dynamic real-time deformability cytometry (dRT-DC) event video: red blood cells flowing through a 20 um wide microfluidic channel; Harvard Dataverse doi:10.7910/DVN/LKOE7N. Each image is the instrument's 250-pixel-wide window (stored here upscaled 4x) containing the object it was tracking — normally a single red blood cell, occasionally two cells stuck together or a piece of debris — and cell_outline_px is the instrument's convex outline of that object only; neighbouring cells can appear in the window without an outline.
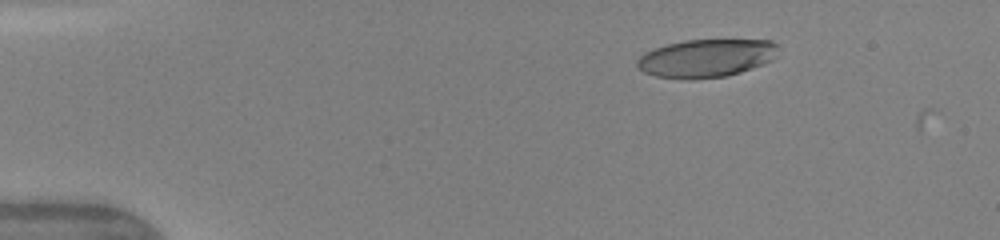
{"species": "human", "species_latin": "Homo sapiens", "temperature_condition": "warm", "stored_images_in_passage": 42, "camera_frame_rate_fps": 3000, "um_per_image_px": 0.085, "donor": {"sex": "female"}, "frame": {"image": 1, "passage_image": 1, "time_ms": 0.0, "image_size_px": [1000, 240], "cell_outline_px": [[776, 56], [772, 60], [764, 64], [740, 72], [724, 76], [692, 80], [688, 80], [656, 76], [644, 72], [636, 64], [636, 60], [644, 52], [668, 44], [684, 40], [772, 40], [776, 44]], "centroid_in_image_um": [60.02, 4.95], "position_along_channel_um": 25.0, "area_um2": 31.27}}
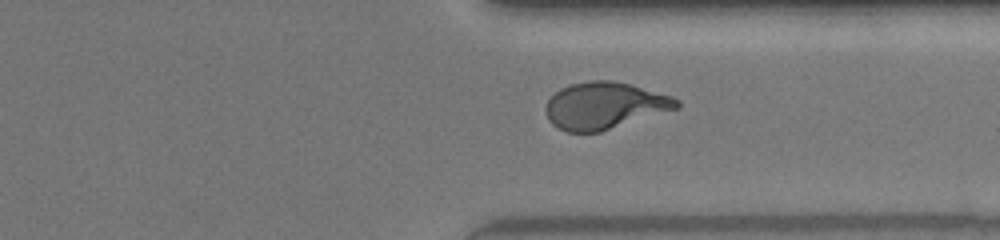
{"frame": {"image": 2, "passage_image": 31, "time_ms": 10.0, "image_size_px": [1000, 240], "cell_outline_px": [[680, 108], [600, 132], [568, 132], [556, 128], [548, 120], [544, 108], [548, 100], [560, 88], [572, 84], [592, 80], [612, 80], [632, 84], [672, 96], [680, 100]], "centroid_in_image_um": [51.4, 8.98], "position_along_channel_um": 360.0, "area_um2": 36.07}}
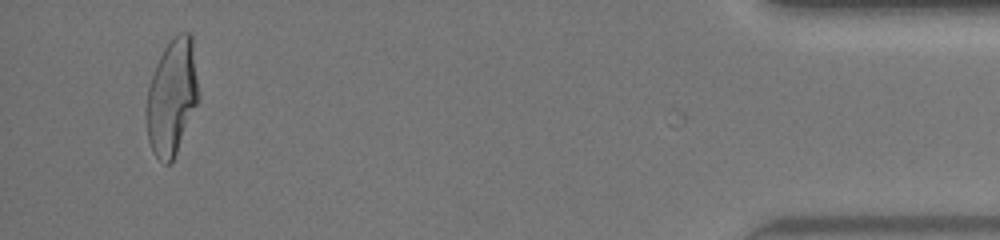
{"frame": {"image": 3, "passage_image": 40, "time_ms": 13.0, "image_size_px": [1000, 240], "cell_outline_px": [[200, 100], [176, 152], [172, 160], [168, 164], [164, 164], [152, 152], [148, 140], [144, 112], [148, 88], [156, 64], [164, 48], [180, 32], [188, 32], [192, 36], [200, 92]], "centroid_in_image_um": [14.62, 8.26], "position_along_channel_um": 420.6, "area_um2": 35.66}, "authors_computed_cell_mechanics": {"area_um2": 35.1424, "velocity_mm_per_s": 4.2085, "shape_relaxation_time_tau1_ms": 4.8288, "shape_relaxation_time_tau2_ms": 0.9622, "deformation_change_tau1": 0.2443, "deformation_change_tau2": 0.0951}}